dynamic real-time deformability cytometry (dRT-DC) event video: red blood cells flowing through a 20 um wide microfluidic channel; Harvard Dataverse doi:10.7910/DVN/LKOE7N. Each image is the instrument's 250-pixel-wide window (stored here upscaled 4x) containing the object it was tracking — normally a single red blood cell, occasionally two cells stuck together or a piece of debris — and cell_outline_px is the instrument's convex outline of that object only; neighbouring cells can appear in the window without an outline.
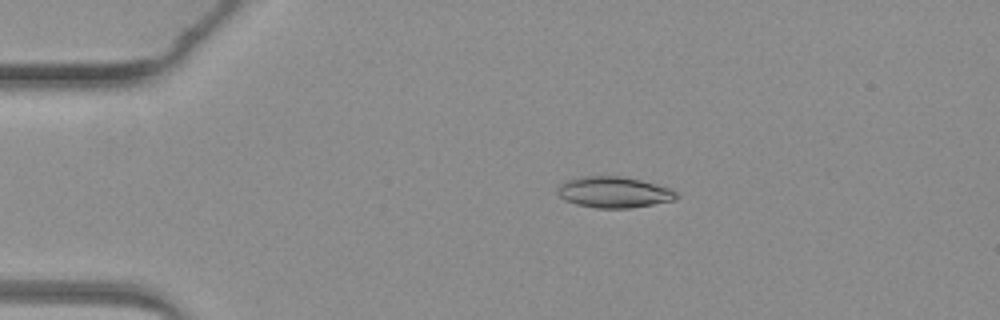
{"species": "common noctule bat (a hibernating species)", "species_latin": "Nyctalus noctula", "temperature_condition": "warm", "stored_images_in_passage": 4, "camera_frame_rate_fps": 3000, "um_per_image_px": 0.085, "animal": {"sex": "female", "body_mass_g": 19.3, "forearm_length_mm": 54.1}, "frame": {"image": 1, "passage_image": 3, "time_ms": 2.333, "image_size_px": [1000, 320], "cell_outline_px": [[680, 196], [676, 200], [632, 208], [596, 208], [576, 204], [564, 200], [556, 192], [556, 188], [560, 184], [568, 180], [584, 176], [620, 176], [640, 180], [668, 188], [676, 192]], "centroid_in_image_um": [52.17, 16.35], "position_along_channel_um": 32.8, "area_um2": 21.5}}